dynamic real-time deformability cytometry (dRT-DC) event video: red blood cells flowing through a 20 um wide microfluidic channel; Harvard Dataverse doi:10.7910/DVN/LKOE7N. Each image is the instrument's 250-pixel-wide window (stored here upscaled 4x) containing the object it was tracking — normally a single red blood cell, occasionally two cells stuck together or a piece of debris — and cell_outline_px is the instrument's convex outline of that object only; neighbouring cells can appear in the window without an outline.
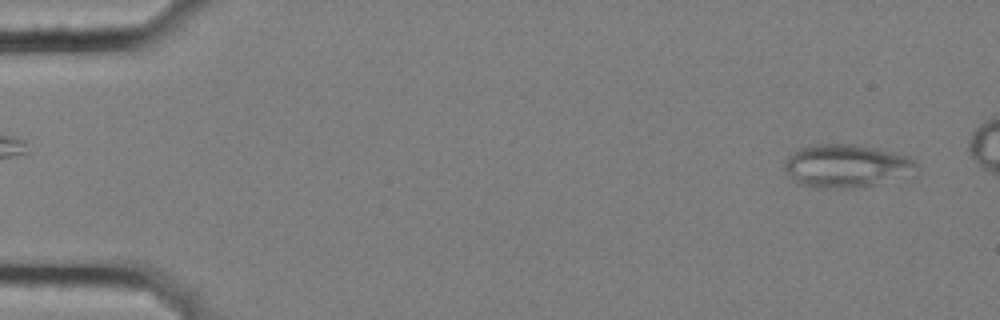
{"species": "common noctule bat (a hibernating species)", "species_latin": "Nyctalus noctula", "temperature_condition": "cold", "stored_images_in_passage": 18, "camera_frame_rate_fps": 3000, "um_per_image_px": 0.085, "animal": {"sex": "female", "body_mass_g": 25.1}, "frame": {"image": 1, "passage_image": 3, "time_ms": 0.667, "image_size_px": [1000, 320], "cell_outline_px": [[916, 176], [872, 184], [844, 188], [812, 188], [800, 184], [784, 168], [784, 160], [792, 152], [800, 148], [816, 144], [852, 144], [876, 148], [908, 156], [916, 164]], "centroid_in_image_um": [71.97, 14.1], "position_along_channel_um": 13.0, "area_um2": 33.06}}